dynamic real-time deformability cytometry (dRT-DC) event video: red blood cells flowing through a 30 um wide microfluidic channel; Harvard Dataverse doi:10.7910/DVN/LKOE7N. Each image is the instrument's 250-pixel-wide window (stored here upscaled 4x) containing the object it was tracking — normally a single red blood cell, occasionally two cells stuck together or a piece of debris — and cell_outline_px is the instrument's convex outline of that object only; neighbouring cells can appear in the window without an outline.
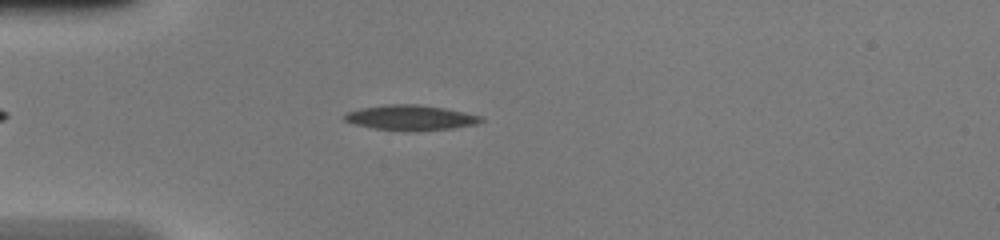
{"species": "common noctule bat (a hibernating species)", "species_latin": "Nyctalus noctula", "temperature_condition": "warm", "stored_images_in_passage": 39, "camera_frame_rate_fps": 3000, "um_per_image_px": 0.085, "animal": {"sex": "female", "body_mass_g": 20.0, "forearm_length_mm": 54.0}, "frame": {"image": 1, "passage_image": 4, "time_ms": 1.0, "image_size_px": [1000, 240], "cell_outline_px": [[484, 120], [476, 124], [452, 128], [416, 132], [376, 128], [356, 124], [344, 120], [344, 116], [348, 112], [360, 108], [388, 104], [416, 104], [444, 108], [484, 116]], "centroid_in_image_um": [34.96, 10.0], "position_along_channel_um": 50.0, "area_um2": 19.94}}
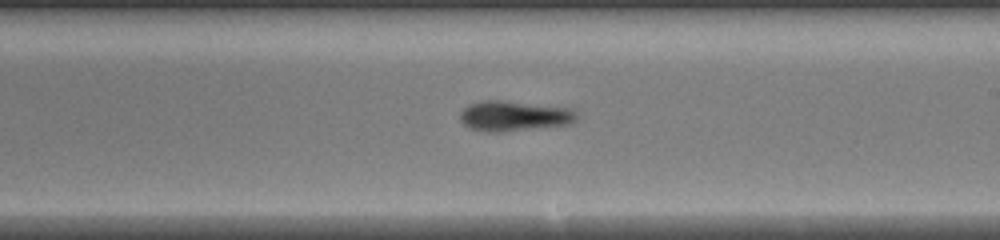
{"frame": {"image": 2, "passage_image": 19, "time_ms": 6.0, "image_size_px": [1000, 240], "cell_outline_px": [[576, 120], [568, 124], [496, 132], [488, 132], [468, 128], [460, 120], [460, 112], [468, 104], [480, 100], [500, 100], [568, 108], [576, 112]], "centroid_in_image_um": [43.61, 9.85], "position_along_channel_um": 245.4, "area_um2": 20.23}}
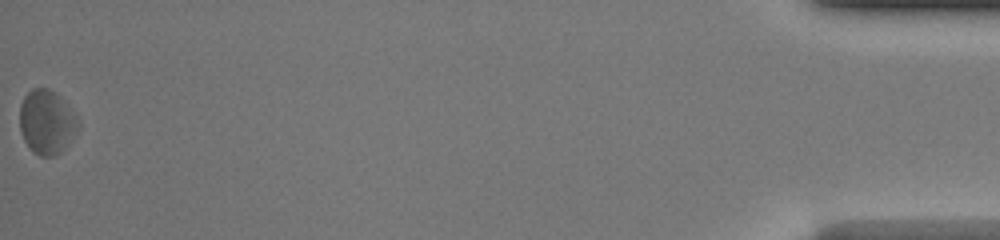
{"frame": {"image": 3, "passage_image": 39, "time_ms": 12.667, "image_size_px": [1000, 240], "cell_outline_px": [[80, 124], [68, 144], [60, 152], [52, 156], [40, 156], [32, 152], [24, 140], [20, 132], [20, 104], [24, 96], [32, 88], [48, 88], [60, 96], [80, 120]], "centroid_in_image_um": [3.96, 10.37], "position_along_channel_um": 431.2, "area_um2": 21.91}, "authors_computed_cell_mechanics": {"area_um2": 19.8832, "velocity_mm_per_s": 4.2247, "shape_relaxation_time_tau1_ms": 4.1249, "shape_relaxation_time_tau2_ms": 6.9387, "deformation_change_tau1": 0.1466, "deformation_change_tau2": 0.2062}}